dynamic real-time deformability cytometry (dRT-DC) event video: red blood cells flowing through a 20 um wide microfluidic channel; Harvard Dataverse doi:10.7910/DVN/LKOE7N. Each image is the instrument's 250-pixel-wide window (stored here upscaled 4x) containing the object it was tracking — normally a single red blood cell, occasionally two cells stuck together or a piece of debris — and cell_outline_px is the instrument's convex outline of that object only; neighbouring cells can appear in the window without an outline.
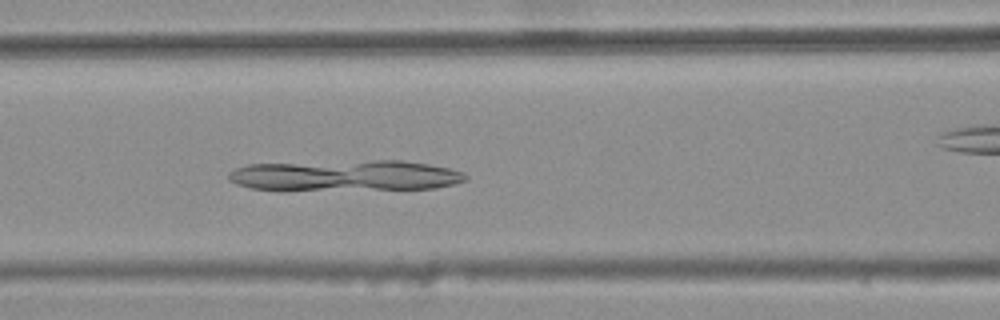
{"species": "common noctule bat (a hibernating species)", "species_latin": "Nyctalus noctula", "temperature_condition": "warm", "stored_images_in_passage": 34, "camera_frame_rate_fps": 3000, "um_per_image_px": 0.085, "animal": {"sex": "female", "body_mass_g": 25.1}, "frame": {"image": 1, "passage_image": 13, "time_ms": 4.0, "image_size_px": [1000, 320], "cell_outline_px": [[468, 180], [436, 188], [276, 192], [252, 188], [236, 184], [228, 180], [228, 172], [236, 168], [248, 164], [372, 160], [404, 160], [428, 164], [448, 168], [464, 172], [468, 176]], "centroid_in_image_um": [29.28, 14.95], "position_along_channel_um": 137.3, "area_um2": 44.04}}
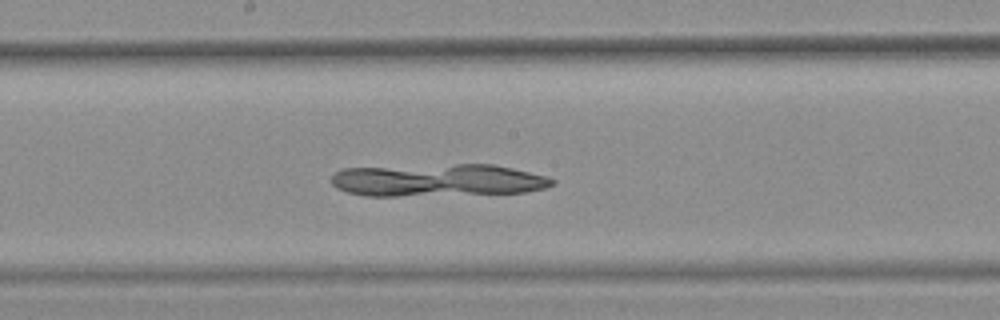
{"frame": {"image": 2, "passage_image": 19, "time_ms": 6.0, "image_size_px": [1000, 320], "cell_outline_px": [[556, 184], [544, 188], [524, 192], [396, 196], [364, 196], [348, 192], [336, 188], [332, 184], [332, 176], [336, 172], [344, 168], [456, 164], [492, 164], [512, 168], [548, 176], [556, 180]], "centroid_in_image_um": [37.22, 15.31], "position_along_channel_um": 211.0, "area_um2": 41.73}}
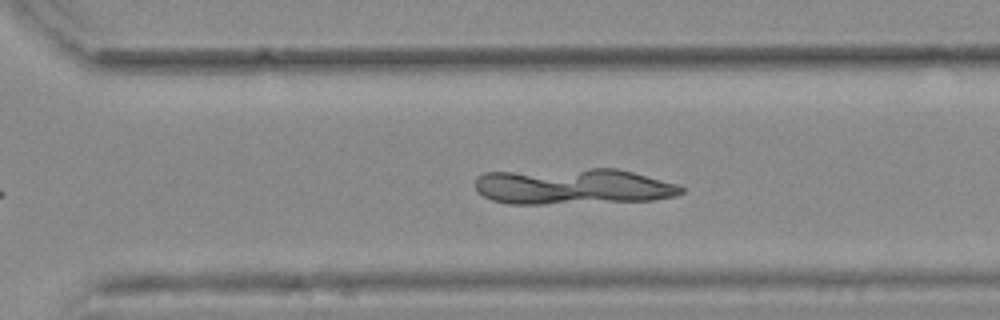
{"frame": {"image": 3, "passage_image": 28, "time_ms": 9.0, "image_size_px": [1000, 320], "cell_outline_px": [[684, 192], [676, 196], [652, 200], [544, 204], [508, 204], [492, 200], [476, 192], [476, 176], [484, 172], [592, 168], [616, 168], [632, 172], [676, 184], [684, 188]], "centroid_in_image_um": [48.65, 15.85], "position_along_channel_um": 321.9, "area_um2": 43.41}}